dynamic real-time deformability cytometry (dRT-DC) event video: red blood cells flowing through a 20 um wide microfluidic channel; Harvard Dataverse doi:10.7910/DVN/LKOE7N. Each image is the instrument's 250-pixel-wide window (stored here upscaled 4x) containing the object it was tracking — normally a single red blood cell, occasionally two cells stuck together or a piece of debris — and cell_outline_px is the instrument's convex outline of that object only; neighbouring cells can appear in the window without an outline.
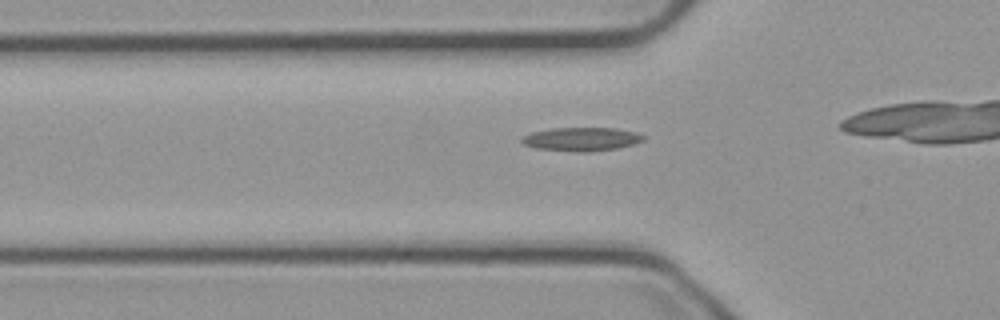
{"species": "common noctule bat (a hibernating species)", "species_latin": "Nyctalus noctula", "temperature_condition": "cold", "stored_images_in_passage": 30, "camera_frame_rate_fps": 3000, "um_per_image_px": 0.085, "animal": {"sex": "male", "body_mass_g": 23.1, "forearm_length_mm": 52.7}, "frame": {"image": 1, "passage_image": 5, "time_ms": 1.333, "image_size_px": [1000, 320], "cell_outline_px": [[644, 140], [632, 144], [616, 148], [588, 152], [580, 152], [536, 148], [524, 144], [520, 140], [524, 136], [532, 132], [552, 128], [616, 128], [636, 132], [644, 136]], "centroid_in_image_um": [49.42, 11.82], "position_along_channel_um": 76.4, "area_um2": 16.53}}
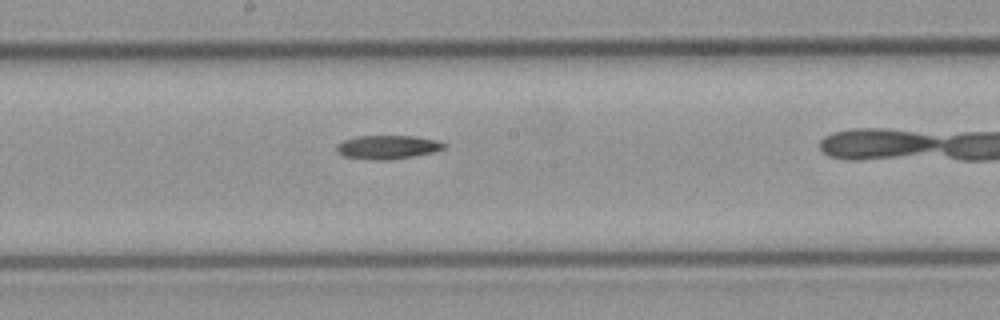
{"frame": {"image": 2, "passage_image": 16, "time_ms": 5.0, "image_size_px": [1000, 320], "cell_outline_px": [[448, 144], [444, 148], [436, 152], [388, 160], [376, 160], [344, 156], [336, 152], [336, 144], [344, 140], [356, 136], [416, 136], [440, 140]], "centroid_in_image_um": [32.98, 12.49], "position_along_channel_um": 215.2, "area_um2": 15.03}}
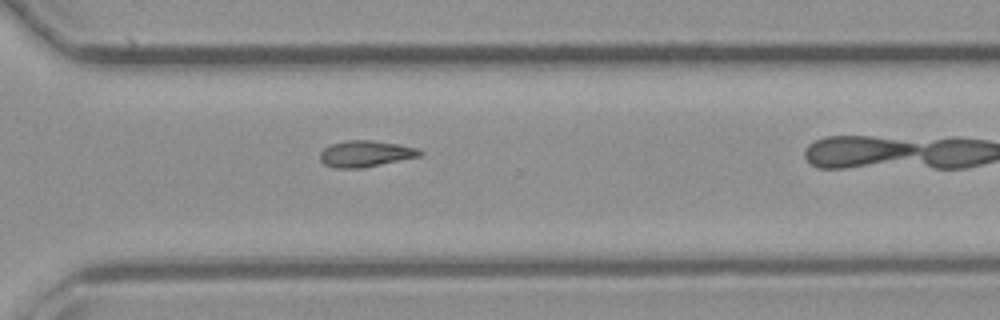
{"frame": {"image": 3, "passage_image": 26, "time_ms": 8.333, "image_size_px": [1000, 320], "cell_outline_px": [[424, 152], [420, 156], [360, 168], [336, 168], [324, 164], [320, 160], [320, 152], [324, 148], [332, 144], [344, 140], [368, 140], [400, 144], [416, 148]], "centroid_in_image_um": [31.05, 13.06], "position_along_channel_um": 339.6, "area_um2": 15.14}}